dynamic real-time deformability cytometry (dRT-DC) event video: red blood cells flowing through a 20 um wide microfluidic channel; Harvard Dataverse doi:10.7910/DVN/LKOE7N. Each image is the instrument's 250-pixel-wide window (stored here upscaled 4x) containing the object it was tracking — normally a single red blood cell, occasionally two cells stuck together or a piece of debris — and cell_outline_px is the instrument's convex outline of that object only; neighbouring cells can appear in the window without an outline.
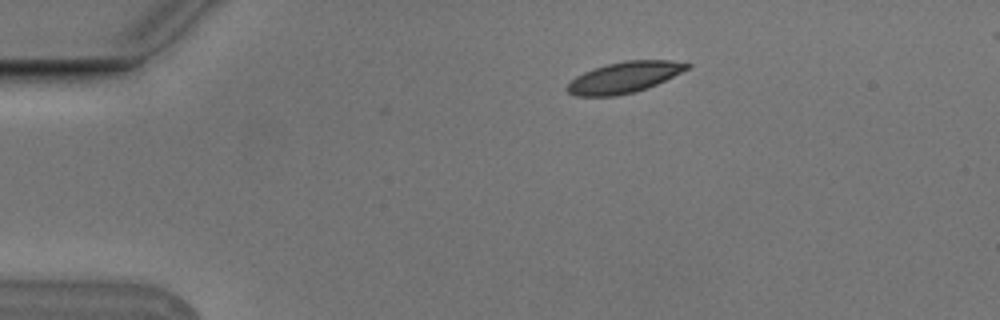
{"species": "Egyptian fruit bat (a non-hibernating species)", "species_latin": "Rousettus aegyptiacus", "temperature_condition": "cold", "stored_images_in_passage": 3, "camera_frame_rate_fps": 3000, "um_per_image_px": 0.085, "animal": {"sex": "male"}, "frame": {"image": 1, "passage_image": 3, "time_ms": 0.667, "image_size_px": [1000, 320], "cell_outline_px": [[692, 64], [688, 68], [656, 84], [636, 92], [616, 96], [572, 96], [564, 88], [576, 76], [592, 68], [624, 60], [672, 60]], "centroid_in_image_um": [53.01, 6.58], "position_along_channel_um": 32.0, "area_um2": 21.62}}